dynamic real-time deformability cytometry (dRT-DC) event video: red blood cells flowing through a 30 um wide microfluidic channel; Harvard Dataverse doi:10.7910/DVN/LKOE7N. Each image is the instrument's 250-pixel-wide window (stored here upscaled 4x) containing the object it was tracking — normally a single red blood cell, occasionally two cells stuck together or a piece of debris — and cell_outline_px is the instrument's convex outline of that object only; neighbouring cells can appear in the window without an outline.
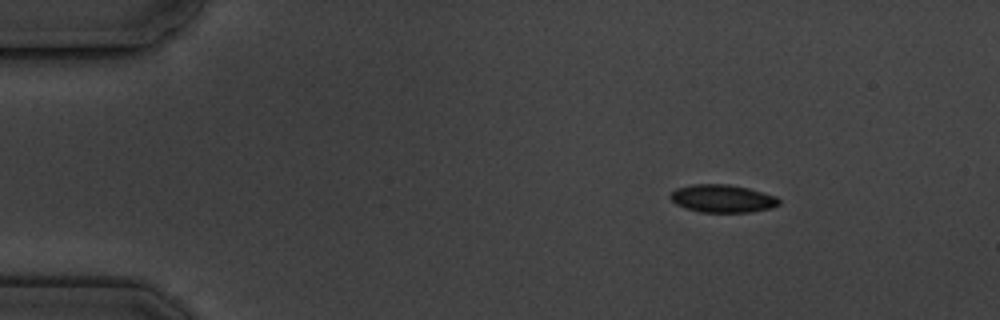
{"species": "common noctule bat (a hibernating species)", "species_latin": "Nyctalus noctula", "temperature_condition": "cold", "stored_images_in_passage": 9, "camera_frame_rate_fps": 3000, "um_per_image_px": 0.085, "animal": {"sex": "male", "body_mass_g": 19.5, "forearm_length_mm": 54.6}, "frame": {"image": 1, "passage_image": 1, "time_ms": 0.0, "image_size_px": [1000, 320], "cell_outline_px": [[780, 204], [772, 208], [748, 212], [700, 212], [676, 204], [668, 196], [676, 188], [692, 184], [728, 184], [748, 188], [776, 196], [780, 200]], "centroid_in_image_um": [61.41, 16.87], "position_along_channel_um": 23.6, "area_um2": 17.57}}
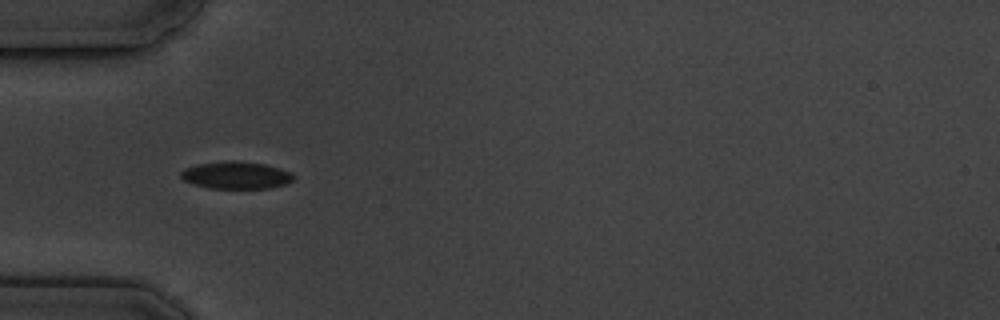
{"frame": {"image": 2, "passage_image": 4, "time_ms": 3.333, "image_size_px": [1000, 320], "cell_outline_px": [[296, 176], [292, 180], [284, 184], [268, 188], [208, 188], [192, 184], [184, 180], [180, 176], [180, 172], [184, 168], [196, 164], [228, 160], [232, 160], [264, 164], [280, 168], [292, 172]], "centroid_in_image_um": [20.04, 14.88], "position_along_channel_um": 65.0, "area_um2": 18.03}}